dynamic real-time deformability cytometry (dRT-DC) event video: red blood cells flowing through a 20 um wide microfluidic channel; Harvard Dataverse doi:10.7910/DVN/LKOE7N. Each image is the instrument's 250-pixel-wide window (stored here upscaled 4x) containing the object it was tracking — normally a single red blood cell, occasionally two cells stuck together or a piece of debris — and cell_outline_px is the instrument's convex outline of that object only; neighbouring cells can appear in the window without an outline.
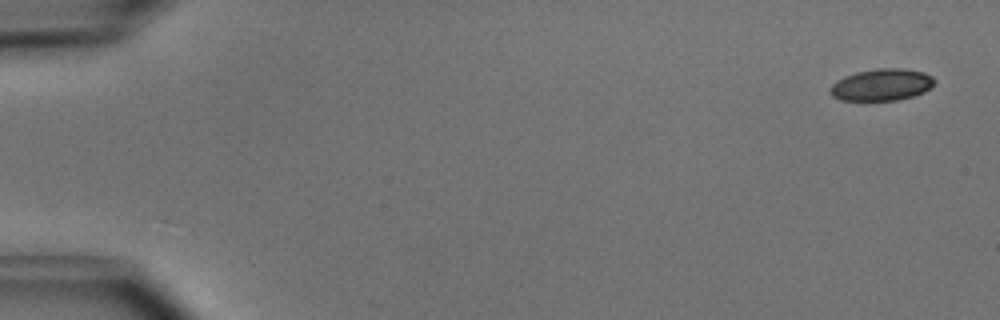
{"species": "common noctule bat (a hibernating species)", "species_latin": "Nyctalus noctula", "temperature_condition": "cold", "stored_images_in_passage": 5, "camera_frame_rate_fps": 3000, "um_per_image_px": 0.085, "animal": {"sex": "male", "body_mass_g": 15.6}, "frame": {"image": 1, "passage_image": 1, "time_ms": 0.0, "image_size_px": [1000, 320], "cell_outline_px": [[936, 80], [932, 88], [924, 92], [912, 96], [896, 100], [840, 100], [832, 96], [828, 92], [828, 88], [836, 80], [844, 76], [856, 72], [876, 68], [904, 68], [924, 72], [932, 76]], "centroid_in_image_um": [74.93, 7.19], "position_along_channel_um": 10.1, "area_um2": 19.65}}
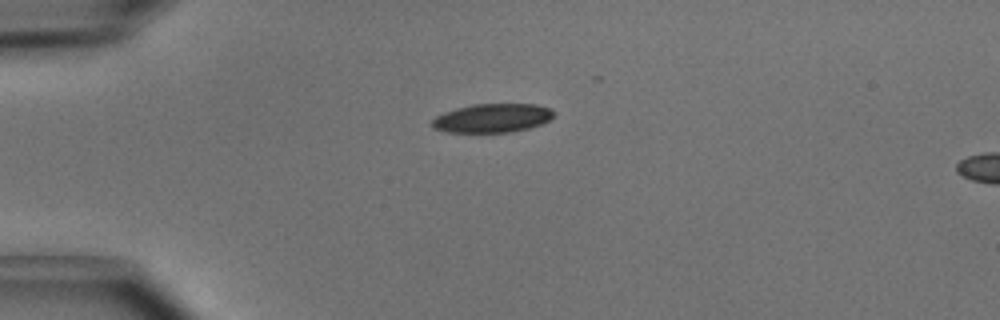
{"frame": {"image": 2, "passage_image": 4, "time_ms": 1.0, "image_size_px": [1000, 320], "cell_outline_px": [[556, 112], [548, 120], [540, 124], [528, 128], [512, 132], [448, 132], [432, 128], [432, 120], [436, 116], [444, 112], [456, 108], [472, 104], [536, 104], [548, 108]], "centroid_in_image_um": [41.82, 10.03], "position_along_channel_um": 43.2, "area_um2": 20.35}}